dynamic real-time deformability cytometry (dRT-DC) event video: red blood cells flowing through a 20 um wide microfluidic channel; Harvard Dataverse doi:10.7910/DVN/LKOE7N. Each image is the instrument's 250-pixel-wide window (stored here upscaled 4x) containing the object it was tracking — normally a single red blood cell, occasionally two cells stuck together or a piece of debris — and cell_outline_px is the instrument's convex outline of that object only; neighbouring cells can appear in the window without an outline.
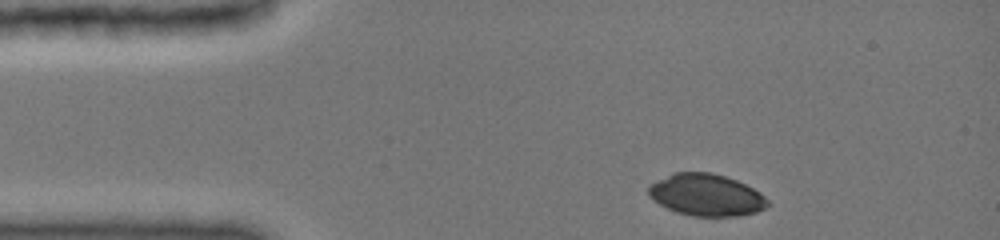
{"species": "common noctule bat (a hibernating species)", "species_latin": "Nyctalus noctula", "temperature_condition": "cold", "stored_images_in_passage": 11, "camera_frame_rate_fps": 3000, "um_per_image_px": 0.085, "animal": {"sex": "female", "body_mass_g": 19.0, "forearm_length_mm": 51.5}, "frame": {"image": 1, "passage_image": 1, "time_ms": 0.0, "image_size_px": [1000, 240], "cell_outline_px": [[768, 204], [764, 208], [756, 212], [736, 216], [692, 216], [676, 212], [660, 204], [648, 196], [648, 188], [652, 184], [672, 172], [712, 172], [736, 180], [760, 192], [768, 200]], "centroid_in_image_um": [60.02, 16.57], "position_along_channel_um": 25.0, "area_um2": 28.9}}
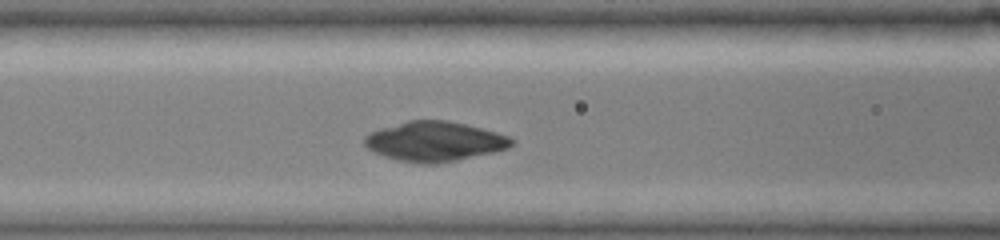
{"frame": {"image": 2, "passage_image": 7, "time_ms": 4.0, "image_size_px": [1000, 240], "cell_outline_px": [[516, 140], [508, 148], [492, 152], [456, 160], [436, 164], [420, 164], [396, 160], [372, 152], [364, 144], [364, 136], [368, 132], [380, 128], [408, 120], [448, 120], [496, 132], [508, 136]], "centroid_in_image_um": [36.89, 12.02], "position_along_channel_um": 129.7, "area_um2": 34.1}}
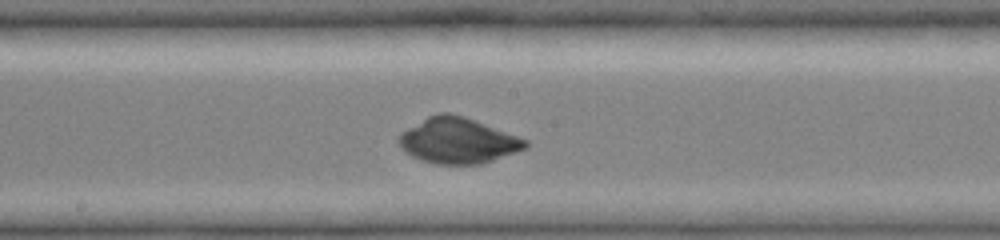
{"frame": {"image": 3, "passage_image": 10, "time_ms": 6.0, "image_size_px": [1000, 240], "cell_outline_px": [[528, 148], [480, 164], [436, 164], [420, 160], [412, 156], [400, 148], [396, 140], [400, 132], [428, 116], [440, 112], [448, 112], [464, 116], [528, 140]], "centroid_in_image_um": [38.88, 11.95], "position_along_channel_um": 209.3, "area_um2": 33.7}}